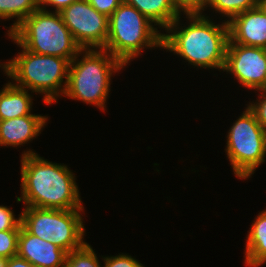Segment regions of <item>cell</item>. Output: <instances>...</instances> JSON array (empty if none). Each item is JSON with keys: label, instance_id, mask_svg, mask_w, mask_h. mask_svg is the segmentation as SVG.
<instances>
[{"label": "cell", "instance_id": "obj_1", "mask_svg": "<svg viewBox=\"0 0 266 267\" xmlns=\"http://www.w3.org/2000/svg\"><path fill=\"white\" fill-rule=\"evenodd\" d=\"M75 175L66 165L52 163L29 149L21 157V200L30 207L84 209Z\"/></svg>", "mask_w": 266, "mask_h": 267}, {"label": "cell", "instance_id": "obj_2", "mask_svg": "<svg viewBox=\"0 0 266 267\" xmlns=\"http://www.w3.org/2000/svg\"><path fill=\"white\" fill-rule=\"evenodd\" d=\"M186 16L191 23L184 29L178 27L180 16L165 29L171 34H163L162 48L193 66L223 70L229 41L227 21L220 25L202 14Z\"/></svg>", "mask_w": 266, "mask_h": 267}, {"label": "cell", "instance_id": "obj_3", "mask_svg": "<svg viewBox=\"0 0 266 267\" xmlns=\"http://www.w3.org/2000/svg\"><path fill=\"white\" fill-rule=\"evenodd\" d=\"M8 37L22 48V52L16 57L0 65V67L3 65L1 68L5 74L16 81L13 85L44 94L43 101L46 104L57 103V98L64 95L67 87L70 61L28 51L9 33Z\"/></svg>", "mask_w": 266, "mask_h": 267}, {"label": "cell", "instance_id": "obj_4", "mask_svg": "<svg viewBox=\"0 0 266 267\" xmlns=\"http://www.w3.org/2000/svg\"><path fill=\"white\" fill-rule=\"evenodd\" d=\"M80 54L84 55L81 59ZM123 67L120 60L104 49H82L70 62L64 96L94 104L104 111L112 73Z\"/></svg>", "mask_w": 266, "mask_h": 267}, {"label": "cell", "instance_id": "obj_5", "mask_svg": "<svg viewBox=\"0 0 266 267\" xmlns=\"http://www.w3.org/2000/svg\"><path fill=\"white\" fill-rule=\"evenodd\" d=\"M10 35L26 50L68 59L82 50L59 12L38 9L25 18Z\"/></svg>", "mask_w": 266, "mask_h": 267}, {"label": "cell", "instance_id": "obj_6", "mask_svg": "<svg viewBox=\"0 0 266 267\" xmlns=\"http://www.w3.org/2000/svg\"><path fill=\"white\" fill-rule=\"evenodd\" d=\"M146 16L123 1L109 17V30L104 50L127 65L141 54L143 48H162V33H158Z\"/></svg>", "mask_w": 266, "mask_h": 267}, {"label": "cell", "instance_id": "obj_7", "mask_svg": "<svg viewBox=\"0 0 266 267\" xmlns=\"http://www.w3.org/2000/svg\"><path fill=\"white\" fill-rule=\"evenodd\" d=\"M22 211L21 225L32 235L52 242L70 253L81 248L85 228L81 212L84 209H49L25 206Z\"/></svg>", "mask_w": 266, "mask_h": 267}, {"label": "cell", "instance_id": "obj_8", "mask_svg": "<svg viewBox=\"0 0 266 267\" xmlns=\"http://www.w3.org/2000/svg\"><path fill=\"white\" fill-rule=\"evenodd\" d=\"M226 154L236 177L246 179L265 162L266 130L247 107L233 123L227 135Z\"/></svg>", "mask_w": 266, "mask_h": 267}, {"label": "cell", "instance_id": "obj_9", "mask_svg": "<svg viewBox=\"0 0 266 267\" xmlns=\"http://www.w3.org/2000/svg\"><path fill=\"white\" fill-rule=\"evenodd\" d=\"M81 49H104L109 17L98 12L87 0H80L59 12Z\"/></svg>", "mask_w": 266, "mask_h": 267}, {"label": "cell", "instance_id": "obj_10", "mask_svg": "<svg viewBox=\"0 0 266 267\" xmlns=\"http://www.w3.org/2000/svg\"><path fill=\"white\" fill-rule=\"evenodd\" d=\"M223 71L234 75L246 88H266V49L228 41Z\"/></svg>", "mask_w": 266, "mask_h": 267}, {"label": "cell", "instance_id": "obj_11", "mask_svg": "<svg viewBox=\"0 0 266 267\" xmlns=\"http://www.w3.org/2000/svg\"><path fill=\"white\" fill-rule=\"evenodd\" d=\"M227 23L230 42L266 49V0Z\"/></svg>", "mask_w": 266, "mask_h": 267}, {"label": "cell", "instance_id": "obj_12", "mask_svg": "<svg viewBox=\"0 0 266 267\" xmlns=\"http://www.w3.org/2000/svg\"><path fill=\"white\" fill-rule=\"evenodd\" d=\"M17 256L26 259L36 267H64L67 252L52 242L30 234L21 225Z\"/></svg>", "mask_w": 266, "mask_h": 267}, {"label": "cell", "instance_id": "obj_13", "mask_svg": "<svg viewBox=\"0 0 266 267\" xmlns=\"http://www.w3.org/2000/svg\"><path fill=\"white\" fill-rule=\"evenodd\" d=\"M46 116L26 115L0 121V146H21L37 137L47 122Z\"/></svg>", "mask_w": 266, "mask_h": 267}, {"label": "cell", "instance_id": "obj_14", "mask_svg": "<svg viewBox=\"0 0 266 267\" xmlns=\"http://www.w3.org/2000/svg\"><path fill=\"white\" fill-rule=\"evenodd\" d=\"M32 95L11 82L0 90V121L31 114Z\"/></svg>", "mask_w": 266, "mask_h": 267}, {"label": "cell", "instance_id": "obj_15", "mask_svg": "<svg viewBox=\"0 0 266 267\" xmlns=\"http://www.w3.org/2000/svg\"><path fill=\"white\" fill-rule=\"evenodd\" d=\"M245 264L259 267L266 263V210L253 221L245 245Z\"/></svg>", "mask_w": 266, "mask_h": 267}, {"label": "cell", "instance_id": "obj_16", "mask_svg": "<svg viewBox=\"0 0 266 267\" xmlns=\"http://www.w3.org/2000/svg\"><path fill=\"white\" fill-rule=\"evenodd\" d=\"M132 5L151 22L166 29L180 13L174 6L173 0H124Z\"/></svg>", "mask_w": 266, "mask_h": 267}, {"label": "cell", "instance_id": "obj_17", "mask_svg": "<svg viewBox=\"0 0 266 267\" xmlns=\"http://www.w3.org/2000/svg\"><path fill=\"white\" fill-rule=\"evenodd\" d=\"M37 0H0V19L17 18L12 26H9L10 34L25 18L38 10Z\"/></svg>", "mask_w": 266, "mask_h": 267}, {"label": "cell", "instance_id": "obj_18", "mask_svg": "<svg viewBox=\"0 0 266 267\" xmlns=\"http://www.w3.org/2000/svg\"><path fill=\"white\" fill-rule=\"evenodd\" d=\"M262 0H210L209 7L231 20L247 10L255 8Z\"/></svg>", "mask_w": 266, "mask_h": 267}, {"label": "cell", "instance_id": "obj_19", "mask_svg": "<svg viewBox=\"0 0 266 267\" xmlns=\"http://www.w3.org/2000/svg\"><path fill=\"white\" fill-rule=\"evenodd\" d=\"M97 254L87 242L79 249L67 253L64 267H101Z\"/></svg>", "mask_w": 266, "mask_h": 267}, {"label": "cell", "instance_id": "obj_20", "mask_svg": "<svg viewBox=\"0 0 266 267\" xmlns=\"http://www.w3.org/2000/svg\"><path fill=\"white\" fill-rule=\"evenodd\" d=\"M19 232L20 230L0 231V257L9 259L17 256Z\"/></svg>", "mask_w": 266, "mask_h": 267}, {"label": "cell", "instance_id": "obj_21", "mask_svg": "<svg viewBox=\"0 0 266 267\" xmlns=\"http://www.w3.org/2000/svg\"><path fill=\"white\" fill-rule=\"evenodd\" d=\"M210 0H173L177 11H181L185 15L202 14L206 7H208ZM205 8V9H204Z\"/></svg>", "mask_w": 266, "mask_h": 267}, {"label": "cell", "instance_id": "obj_22", "mask_svg": "<svg viewBox=\"0 0 266 267\" xmlns=\"http://www.w3.org/2000/svg\"><path fill=\"white\" fill-rule=\"evenodd\" d=\"M7 206L0 205V231L4 230H20L21 215L15 218L14 213Z\"/></svg>", "mask_w": 266, "mask_h": 267}, {"label": "cell", "instance_id": "obj_23", "mask_svg": "<svg viewBox=\"0 0 266 267\" xmlns=\"http://www.w3.org/2000/svg\"><path fill=\"white\" fill-rule=\"evenodd\" d=\"M104 265L102 267H144L138 260L127 254L117 256L103 257Z\"/></svg>", "mask_w": 266, "mask_h": 267}, {"label": "cell", "instance_id": "obj_24", "mask_svg": "<svg viewBox=\"0 0 266 267\" xmlns=\"http://www.w3.org/2000/svg\"><path fill=\"white\" fill-rule=\"evenodd\" d=\"M261 95L257 102L249 103L247 105L255 114L257 122L266 130V88L258 90Z\"/></svg>", "mask_w": 266, "mask_h": 267}, {"label": "cell", "instance_id": "obj_25", "mask_svg": "<svg viewBox=\"0 0 266 267\" xmlns=\"http://www.w3.org/2000/svg\"><path fill=\"white\" fill-rule=\"evenodd\" d=\"M98 12L110 17L124 0H87Z\"/></svg>", "mask_w": 266, "mask_h": 267}, {"label": "cell", "instance_id": "obj_26", "mask_svg": "<svg viewBox=\"0 0 266 267\" xmlns=\"http://www.w3.org/2000/svg\"><path fill=\"white\" fill-rule=\"evenodd\" d=\"M77 1H80V0H37V3L39 6V9L46 10V6L48 5V6L55 7L54 8L55 12H60L62 9L70 6L72 3L77 2Z\"/></svg>", "mask_w": 266, "mask_h": 267}, {"label": "cell", "instance_id": "obj_27", "mask_svg": "<svg viewBox=\"0 0 266 267\" xmlns=\"http://www.w3.org/2000/svg\"><path fill=\"white\" fill-rule=\"evenodd\" d=\"M6 267H36V266L27 261L26 259L14 256L7 259Z\"/></svg>", "mask_w": 266, "mask_h": 267}, {"label": "cell", "instance_id": "obj_28", "mask_svg": "<svg viewBox=\"0 0 266 267\" xmlns=\"http://www.w3.org/2000/svg\"><path fill=\"white\" fill-rule=\"evenodd\" d=\"M7 259L0 257V267H6Z\"/></svg>", "mask_w": 266, "mask_h": 267}]
</instances>
